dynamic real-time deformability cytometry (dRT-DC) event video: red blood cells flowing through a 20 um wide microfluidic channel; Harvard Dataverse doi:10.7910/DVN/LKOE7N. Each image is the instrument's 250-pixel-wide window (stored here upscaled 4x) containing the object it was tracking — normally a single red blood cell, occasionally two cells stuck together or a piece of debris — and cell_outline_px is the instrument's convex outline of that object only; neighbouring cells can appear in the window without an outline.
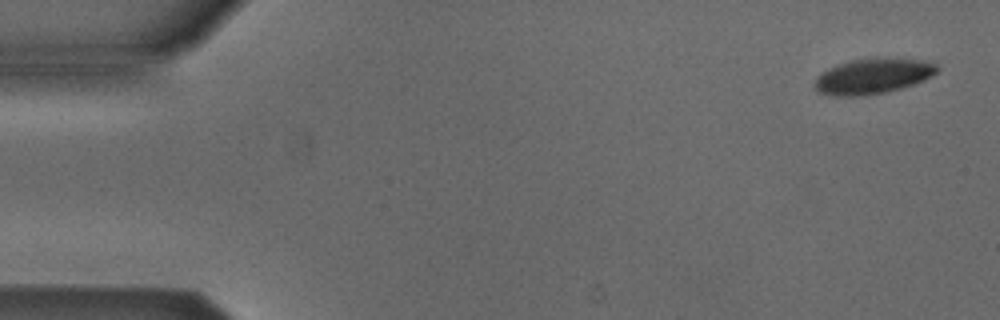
{"species": "Egyptian fruit bat (a non-hibernating species)", "species_latin": "Rousettus aegyptiacus", "temperature_condition": "cold", "stored_images_in_passage": 6, "camera_frame_rate_fps": 3000, "um_per_image_px": 0.085, "animal": {"sex": "male"}, "frame": {"image": 1, "passage_image": 1, "time_ms": 0.0, "image_size_px": [1000, 320], "cell_outline_px": [[940, 68], [936, 72], [924, 80], [900, 88], [884, 92], [856, 96], [836, 96], [820, 92], [816, 88], [816, 76], [820, 72], [836, 64], [848, 60], [876, 56], [888, 56], [932, 60]], "centroid_in_image_um": [74.24, 6.4], "position_along_channel_um": 10.8, "area_um2": 25.84}}
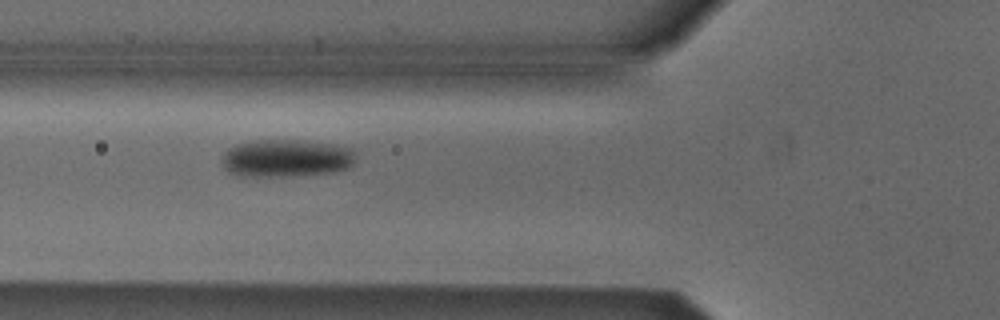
{"frame": {"image": 2, "passage_image": 5, "time_ms": 5.667, "image_size_px": [1000, 320], "cell_outline_px": [[356, 152], [352, 164], [348, 168], [332, 172], [288, 176], [236, 176], [228, 172], [224, 168], [220, 160], [224, 152], [228, 148], [236, 144], [256, 140], [304, 140], [352, 148]], "centroid_in_image_um": [24.27, 13.45], "position_along_channel_um": 101.5, "area_um2": 29.54}}
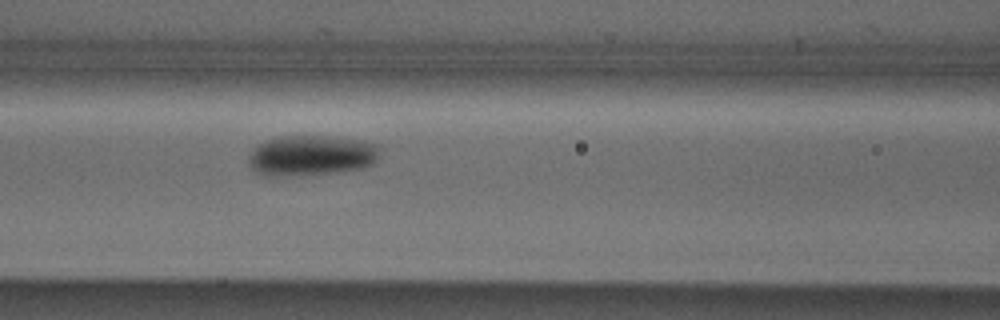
{"frame": {"image": 3, "passage_image": 6, "time_ms": 6.667, "image_size_px": [1000, 320], "cell_outline_px": [[380, 148], [376, 160], [372, 164], [360, 168], [340, 172], [280, 176], [268, 176], [256, 172], [248, 164], [248, 156], [260, 144], [268, 140], [280, 136], [324, 136], [360, 140], [376, 144]], "centroid_in_image_um": [26.45, 13.22], "position_along_channel_um": 140.1, "area_um2": 30.63}}